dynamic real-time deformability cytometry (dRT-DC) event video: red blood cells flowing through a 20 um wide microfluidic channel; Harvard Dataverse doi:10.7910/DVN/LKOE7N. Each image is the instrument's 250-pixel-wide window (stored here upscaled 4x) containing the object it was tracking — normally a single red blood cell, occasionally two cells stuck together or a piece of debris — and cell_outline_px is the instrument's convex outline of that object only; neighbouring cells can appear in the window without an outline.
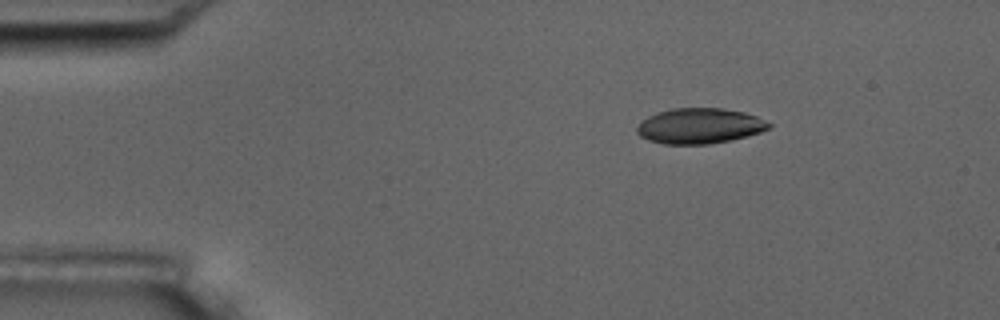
{"species": "common noctule bat (a hibernating species)", "species_latin": "Nyctalus noctula", "temperature_condition": "room temperature", "stored_images_in_passage": 5, "camera_frame_rate_fps": 3000, "um_per_image_px": 0.085, "animal": {"sex": "male", "body_mass_g": 17.5, "forearm_length_mm": 52.3}, "frame": {"image": 1, "passage_image": 3, "time_ms": 2.333, "image_size_px": [1000, 320], "cell_outline_px": [[772, 124], [768, 128], [760, 132], [748, 136], [732, 140], [708, 144], [664, 144], [648, 140], [640, 136], [636, 132], [636, 128], [648, 116], [672, 108], [724, 108], [744, 112], [756, 116]], "centroid_in_image_um": [59.48, 10.71], "position_along_channel_um": 25.5, "area_um2": 27.17}}